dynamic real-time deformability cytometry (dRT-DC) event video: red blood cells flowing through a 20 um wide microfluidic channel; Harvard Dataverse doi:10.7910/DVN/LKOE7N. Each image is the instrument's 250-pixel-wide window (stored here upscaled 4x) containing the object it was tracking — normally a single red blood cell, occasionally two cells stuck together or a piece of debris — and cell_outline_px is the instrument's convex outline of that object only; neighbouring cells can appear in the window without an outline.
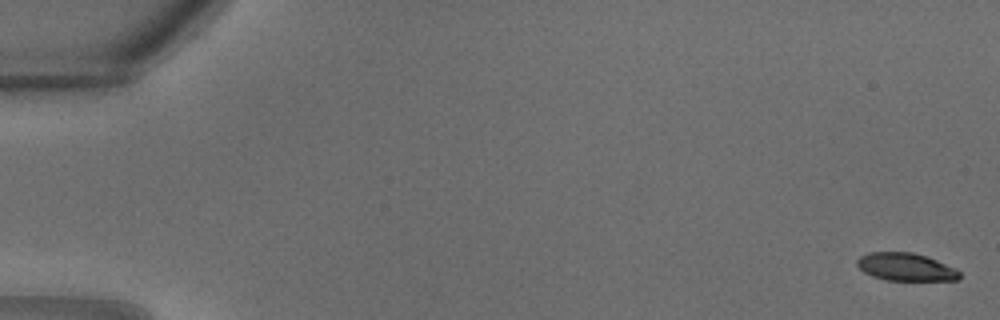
{"species": "common noctule bat (a hibernating species)", "species_latin": "Nyctalus noctula", "temperature_condition": "warm", "stored_images_in_passage": 33, "camera_frame_rate_fps": 3000, "um_per_image_px": 0.085, "animal": {"sex": "male", "body_mass_g": 18.8}, "frame": {"image": 1, "passage_image": 1, "time_ms": 0.0, "image_size_px": [1000, 320], "cell_outline_px": [[960, 280], [884, 280], [872, 276], [864, 272], [856, 264], [856, 260], [860, 256], [868, 252], [912, 252], [936, 260], [956, 268], [960, 272]], "centroid_in_image_um": [76.97, 22.69], "position_along_channel_um": 8.0, "area_um2": 16.59}}
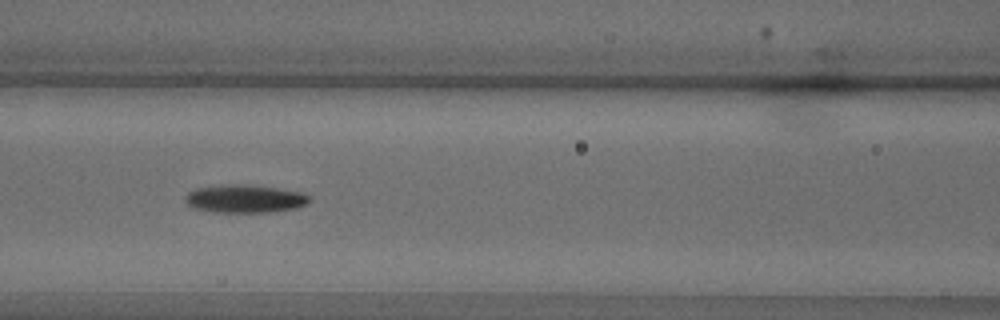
{"frame": {"image": 2, "passage_image": 15, "time_ms": 4.667, "image_size_px": [1000, 320], "cell_outline_px": [[312, 200], [308, 204], [296, 208], [268, 212], [212, 212], [192, 208], [184, 200], [184, 196], [188, 192], [196, 188], [220, 184], [248, 184], [304, 192]], "centroid_in_image_um": [20.79, 16.88], "position_along_channel_um": 145.8, "area_um2": 20.63}}
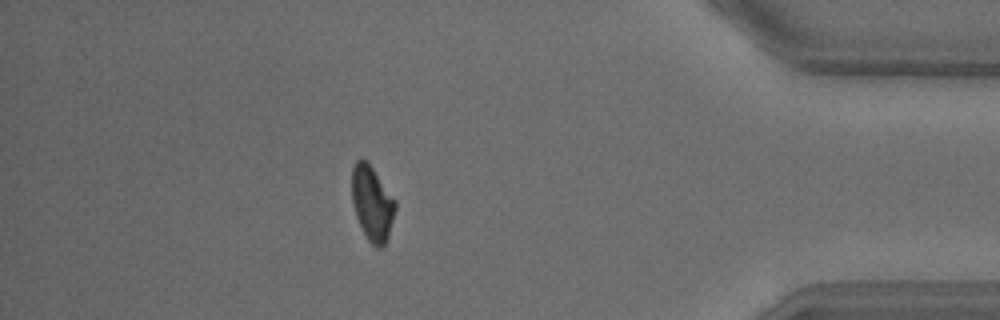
{"frame": {"image": 3, "passage_image": 29, "time_ms": 9.333, "image_size_px": [1000, 320], "cell_outline_px": [[396, 208], [388, 236], [384, 244], [380, 248], [376, 248], [368, 240], [356, 216], [352, 200], [352, 168], [356, 160], [364, 160], [372, 168], [396, 200]], "centroid_in_image_um": [31.64, 17.29], "position_along_channel_um": 403.6, "area_um2": 18.55}}